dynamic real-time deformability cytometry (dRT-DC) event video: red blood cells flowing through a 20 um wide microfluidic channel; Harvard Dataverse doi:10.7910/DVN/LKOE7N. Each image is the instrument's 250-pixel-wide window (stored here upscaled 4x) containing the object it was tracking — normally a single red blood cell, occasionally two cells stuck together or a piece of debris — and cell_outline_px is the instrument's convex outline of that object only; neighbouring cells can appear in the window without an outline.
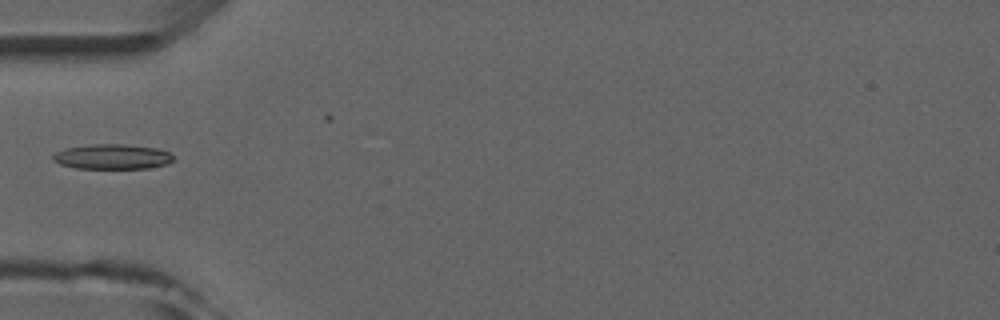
{"species": "common noctule bat (a hibernating species)", "species_latin": "Nyctalus noctula", "temperature_condition": "room temperature", "stored_images_in_passage": 6, "camera_frame_rate_fps": 3000, "um_per_image_px": 0.085, "animal": {"sex": "male", "forearm_length_mm": 52.5}, "frame": {"image": 1, "passage_image": 5, "time_ms": 4.667, "image_size_px": [1000, 320], "cell_outline_px": [[172, 160], [164, 164], [152, 168], [76, 168], [60, 164], [52, 160], [52, 156], [56, 152], [64, 148], [92, 144], [124, 144], [156, 148], [168, 152], [172, 156]], "centroid_in_image_um": [9.49, 13.31], "position_along_channel_um": 75.5, "area_um2": 17.4}}
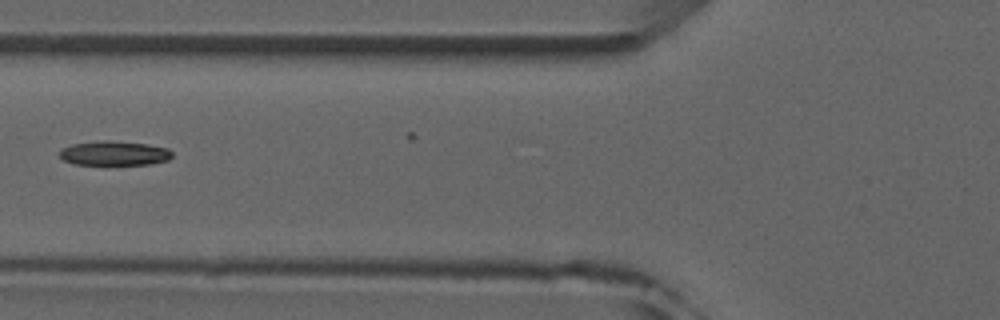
{"frame": {"image": 2, "passage_image": 6, "time_ms": 5.667, "image_size_px": [1000, 320], "cell_outline_px": [[172, 156], [168, 160], [148, 164], [76, 164], [64, 160], [60, 156], [60, 148], [72, 144], [104, 140], [108, 140], [148, 144], [168, 148], [172, 152]], "centroid_in_image_um": [9.72, 13.01], "position_along_channel_um": 116.1, "area_um2": 15.9}}